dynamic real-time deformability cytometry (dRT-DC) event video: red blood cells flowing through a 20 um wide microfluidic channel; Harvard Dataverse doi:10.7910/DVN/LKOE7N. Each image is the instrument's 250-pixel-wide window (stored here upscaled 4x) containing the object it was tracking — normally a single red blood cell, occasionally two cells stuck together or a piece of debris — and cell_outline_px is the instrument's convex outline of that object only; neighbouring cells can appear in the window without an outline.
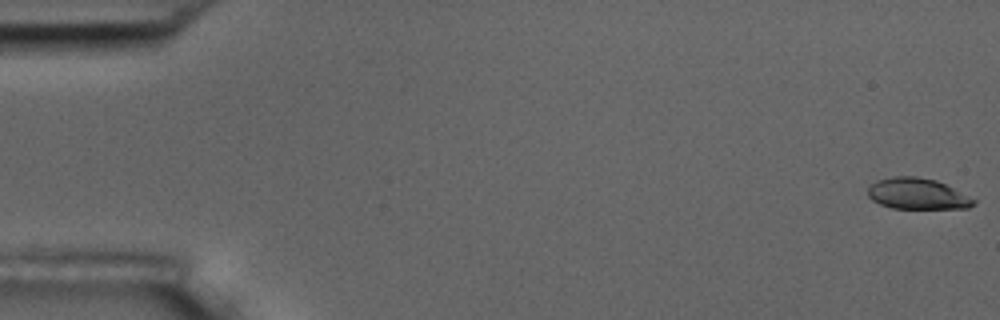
{"species": "common noctule bat (a hibernating species)", "species_latin": "Nyctalus noctula", "temperature_condition": "room temperature", "stored_images_in_passage": 10, "camera_frame_rate_fps": 3000, "um_per_image_px": 0.085, "animal": {"sex": "male", "body_mass_g": 17.5, "forearm_length_mm": 52.3}, "frame": {"image": 1, "passage_image": 1, "time_ms": 0.0, "image_size_px": [1000, 320], "cell_outline_px": [[976, 204], [968, 208], [892, 208], [880, 204], [872, 200], [868, 196], [868, 184], [876, 180], [892, 176], [916, 176], [936, 180], [976, 200]], "centroid_in_image_um": [77.92, 16.46], "position_along_channel_um": 7.1, "area_um2": 19.13}}